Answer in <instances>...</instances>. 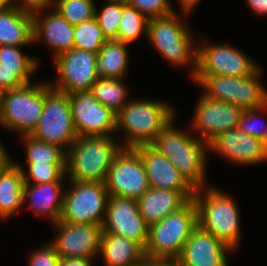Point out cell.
Returning a JSON list of instances; mask_svg holds the SVG:
<instances>
[{
    "label": "cell",
    "instance_id": "obj_13",
    "mask_svg": "<svg viewBox=\"0 0 267 266\" xmlns=\"http://www.w3.org/2000/svg\"><path fill=\"white\" fill-rule=\"evenodd\" d=\"M96 60L97 54L76 48L59 54L54 58L59 78L50 86L67 94L90 91L98 79Z\"/></svg>",
    "mask_w": 267,
    "mask_h": 266
},
{
    "label": "cell",
    "instance_id": "obj_42",
    "mask_svg": "<svg viewBox=\"0 0 267 266\" xmlns=\"http://www.w3.org/2000/svg\"><path fill=\"white\" fill-rule=\"evenodd\" d=\"M144 266H181L178 259H146Z\"/></svg>",
    "mask_w": 267,
    "mask_h": 266
},
{
    "label": "cell",
    "instance_id": "obj_28",
    "mask_svg": "<svg viewBox=\"0 0 267 266\" xmlns=\"http://www.w3.org/2000/svg\"><path fill=\"white\" fill-rule=\"evenodd\" d=\"M123 79L98 78L90 92L105 107L118 114L128 103V90Z\"/></svg>",
    "mask_w": 267,
    "mask_h": 266
},
{
    "label": "cell",
    "instance_id": "obj_2",
    "mask_svg": "<svg viewBox=\"0 0 267 266\" xmlns=\"http://www.w3.org/2000/svg\"><path fill=\"white\" fill-rule=\"evenodd\" d=\"M122 146L113 136H78L66 151V174L78 182H105Z\"/></svg>",
    "mask_w": 267,
    "mask_h": 266
},
{
    "label": "cell",
    "instance_id": "obj_32",
    "mask_svg": "<svg viewBox=\"0 0 267 266\" xmlns=\"http://www.w3.org/2000/svg\"><path fill=\"white\" fill-rule=\"evenodd\" d=\"M94 0H55L52 10H56L71 25H77L95 16Z\"/></svg>",
    "mask_w": 267,
    "mask_h": 266
},
{
    "label": "cell",
    "instance_id": "obj_3",
    "mask_svg": "<svg viewBox=\"0 0 267 266\" xmlns=\"http://www.w3.org/2000/svg\"><path fill=\"white\" fill-rule=\"evenodd\" d=\"M193 201L197 208L198 225L229 246L233 252L237 250L240 241V214L232 197L208 186L196 189Z\"/></svg>",
    "mask_w": 267,
    "mask_h": 266
},
{
    "label": "cell",
    "instance_id": "obj_33",
    "mask_svg": "<svg viewBox=\"0 0 267 266\" xmlns=\"http://www.w3.org/2000/svg\"><path fill=\"white\" fill-rule=\"evenodd\" d=\"M18 166L23 172L25 184H44L53 181H63L64 177H66V164H27L28 172L23 170L20 164ZM25 172L29 177H27Z\"/></svg>",
    "mask_w": 267,
    "mask_h": 266
},
{
    "label": "cell",
    "instance_id": "obj_6",
    "mask_svg": "<svg viewBox=\"0 0 267 266\" xmlns=\"http://www.w3.org/2000/svg\"><path fill=\"white\" fill-rule=\"evenodd\" d=\"M187 29L185 22L183 23L176 12H173L149 19L147 38L156 51L170 63L179 66L193 63L192 72L190 71L193 78L196 72L197 49H194L193 37Z\"/></svg>",
    "mask_w": 267,
    "mask_h": 266
},
{
    "label": "cell",
    "instance_id": "obj_19",
    "mask_svg": "<svg viewBox=\"0 0 267 266\" xmlns=\"http://www.w3.org/2000/svg\"><path fill=\"white\" fill-rule=\"evenodd\" d=\"M209 151H215L223 158L243 165H253L267 160L262 141L245 134L238 127L217 135L209 142Z\"/></svg>",
    "mask_w": 267,
    "mask_h": 266
},
{
    "label": "cell",
    "instance_id": "obj_12",
    "mask_svg": "<svg viewBox=\"0 0 267 266\" xmlns=\"http://www.w3.org/2000/svg\"><path fill=\"white\" fill-rule=\"evenodd\" d=\"M196 49L195 75L238 77L250 75L258 68L247 55L228 44H201Z\"/></svg>",
    "mask_w": 267,
    "mask_h": 266
},
{
    "label": "cell",
    "instance_id": "obj_4",
    "mask_svg": "<svg viewBox=\"0 0 267 266\" xmlns=\"http://www.w3.org/2000/svg\"><path fill=\"white\" fill-rule=\"evenodd\" d=\"M174 116L173 108L163 101H128L116 117V130L123 129L126 138L122 148L150 145Z\"/></svg>",
    "mask_w": 267,
    "mask_h": 266
},
{
    "label": "cell",
    "instance_id": "obj_24",
    "mask_svg": "<svg viewBox=\"0 0 267 266\" xmlns=\"http://www.w3.org/2000/svg\"><path fill=\"white\" fill-rule=\"evenodd\" d=\"M33 43L32 12L18 6L0 11V46Z\"/></svg>",
    "mask_w": 267,
    "mask_h": 266
},
{
    "label": "cell",
    "instance_id": "obj_43",
    "mask_svg": "<svg viewBox=\"0 0 267 266\" xmlns=\"http://www.w3.org/2000/svg\"><path fill=\"white\" fill-rule=\"evenodd\" d=\"M247 3L258 15H267V0H247Z\"/></svg>",
    "mask_w": 267,
    "mask_h": 266
},
{
    "label": "cell",
    "instance_id": "obj_27",
    "mask_svg": "<svg viewBox=\"0 0 267 266\" xmlns=\"http://www.w3.org/2000/svg\"><path fill=\"white\" fill-rule=\"evenodd\" d=\"M127 45L117 40H108L103 44L95 64L98 78L123 79L129 64Z\"/></svg>",
    "mask_w": 267,
    "mask_h": 266
},
{
    "label": "cell",
    "instance_id": "obj_40",
    "mask_svg": "<svg viewBox=\"0 0 267 266\" xmlns=\"http://www.w3.org/2000/svg\"><path fill=\"white\" fill-rule=\"evenodd\" d=\"M55 0H22L16 6L28 10L30 12L39 10V9H49L53 7Z\"/></svg>",
    "mask_w": 267,
    "mask_h": 266
},
{
    "label": "cell",
    "instance_id": "obj_48",
    "mask_svg": "<svg viewBox=\"0 0 267 266\" xmlns=\"http://www.w3.org/2000/svg\"><path fill=\"white\" fill-rule=\"evenodd\" d=\"M261 141H262L264 150H265V152L267 153V130L265 131V133H264V135H263Z\"/></svg>",
    "mask_w": 267,
    "mask_h": 266
},
{
    "label": "cell",
    "instance_id": "obj_38",
    "mask_svg": "<svg viewBox=\"0 0 267 266\" xmlns=\"http://www.w3.org/2000/svg\"><path fill=\"white\" fill-rule=\"evenodd\" d=\"M266 108H267V103L256 109L243 110L239 119L238 128L245 134H248L250 136H253L261 140L265 131L267 130V126L263 125L264 126L263 128L262 127L259 128L258 124L259 119L257 117L258 116L257 114L259 113V111L261 112V110L265 111Z\"/></svg>",
    "mask_w": 267,
    "mask_h": 266
},
{
    "label": "cell",
    "instance_id": "obj_10",
    "mask_svg": "<svg viewBox=\"0 0 267 266\" xmlns=\"http://www.w3.org/2000/svg\"><path fill=\"white\" fill-rule=\"evenodd\" d=\"M65 189L59 221L102 226L109 194L105 182H78Z\"/></svg>",
    "mask_w": 267,
    "mask_h": 266
},
{
    "label": "cell",
    "instance_id": "obj_34",
    "mask_svg": "<svg viewBox=\"0 0 267 266\" xmlns=\"http://www.w3.org/2000/svg\"><path fill=\"white\" fill-rule=\"evenodd\" d=\"M122 3L107 2L101 11L95 7V19L108 40H117Z\"/></svg>",
    "mask_w": 267,
    "mask_h": 266
},
{
    "label": "cell",
    "instance_id": "obj_14",
    "mask_svg": "<svg viewBox=\"0 0 267 266\" xmlns=\"http://www.w3.org/2000/svg\"><path fill=\"white\" fill-rule=\"evenodd\" d=\"M73 124L78 136H113L116 117L90 91L69 94Z\"/></svg>",
    "mask_w": 267,
    "mask_h": 266
},
{
    "label": "cell",
    "instance_id": "obj_9",
    "mask_svg": "<svg viewBox=\"0 0 267 266\" xmlns=\"http://www.w3.org/2000/svg\"><path fill=\"white\" fill-rule=\"evenodd\" d=\"M45 103V84L27 83L6 90L0 124L21 135L30 134L36 127Z\"/></svg>",
    "mask_w": 267,
    "mask_h": 266
},
{
    "label": "cell",
    "instance_id": "obj_18",
    "mask_svg": "<svg viewBox=\"0 0 267 266\" xmlns=\"http://www.w3.org/2000/svg\"><path fill=\"white\" fill-rule=\"evenodd\" d=\"M145 167L148 184L151 188L182 192L189 200L195 189L185 180L178 169L151 145L135 147Z\"/></svg>",
    "mask_w": 267,
    "mask_h": 266
},
{
    "label": "cell",
    "instance_id": "obj_47",
    "mask_svg": "<svg viewBox=\"0 0 267 266\" xmlns=\"http://www.w3.org/2000/svg\"><path fill=\"white\" fill-rule=\"evenodd\" d=\"M4 94H5V90L0 88V116H1L2 109H3Z\"/></svg>",
    "mask_w": 267,
    "mask_h": 266
},
{
    "label": "cell",
    "instance_id": "obj_26",
    "mask_svg": "<svg viewBox=\"0 0 267 266\" xmlns=\"http://www.w3.org/2000/svg\"><path fill=\"white\" fill-rule=\"evenodd\" d=\"M23 172L13 160L0 171V219L17 212L25 203Z\"/></svg>",
    "mask_w": 267,
    "mask_h": 266
},
{
    "label": "cell",
    "instance_id": "obj_29",
    "mask_svg": "<svg viewBox=\"0 0 267 266\" xmlns=\"http://www.w3.org/2000/svg\"><path fill=\"white\" fill-rule=\"evenodd\" d=\"M21 136L26 146L27 164H66V151L60 146L38 140L29 134Z\"/></svg>",
    "mask_w": 267,
    "mask_h": 266
},
{
    "label": "cell",
    "instance_id": "obj_25",
    "mask_svg": "<svg viewBox=\"0 0 267 266\" xmlns=\"http://www.w3.org/2000/svg\"><path fill=\"white\" fill-rule=\"evenodd\" d=\"M62 181H53L44 184H24L25 203L30 200V206L37 214L49 216L52 223L59 221L64 190Z\"/></svg>",
    "mask_w": 267,
    "mask_h": 266
},
{
    "label": "cell",
    "instance_id": "obj_11",
    "mask_svg": "<svg viewBox=\"0 0 267 266\" xmlns=\"http://www.w3.org/2000/svg\"><path fill=\"white\" fill-rule=\"evenodd\" d=\"M109 195L138 200L148 189V179L141 156L135 148H121L105 180Z\"/></svg>",
    "mask_w": 267,
    "mask_h": 266
},
{
    "label": "cell",
    "instance_id": "obj_49",
    "mask_svg": "<svg viewBox=\"0 0 267 266\" xmlns=\"http://www.w3.org/2000/svg\"><path fill=\"white\" fill-rule=\"evenodd\" d=\"M107 2L126 3V0H107Z\"/></svg>",
    "mask_w": 267,
    "mask_h": 266
},
{
    "label": "cell",
    "instance_id": "obj_22",
    "mask_svg": "<svg viewBox=\"0 0 267 266\" xmlns=\"http://www.w3.org/2000/svg\"><path fill=\"white\" fill-rule=\"evenodd\" d=\"M189 199L180 191L149 189L137 200L139 213L148 227L181 209Z\"/></svg>",
    "mask_w": 267,
    "mask_h": 266
},
{
    "label": "cell",
    "instance_id": "obj_5",
    "mask_svg": "<svg viewBox=\"0 0 267 266\" xmlns=\"http://www.w3.org/2000/svg\"><path fill=\"white\" fill-rule=\"evenodd\" d=\"M197 225V208L191 199L178 211L148 227L146 259H177Z\"/></svg>",
    "mask_w": 267,
    "mask_h": 266
},
{
    "label": "cell",
    "instance_id": "obj_36",
    "mask_svg": "<svg viewBox=\"0 0 267 266\" xmlns=\"http://www.w3.org/2000/svg\"><path fill=\"white\" fill-rule=\"evenodd\" d=\"M36 68H8L0 63V88L10 90L31 83L30 76Z\"/></svg>",
    "mask_w": 267,
    "mask_h": 266
},
{
    "label": "cell",
    "instance_id": "obj_21",
    "mask_svg": "<svg viewBox=\"0 0 267 266\" xmlns=\"http://www.w3.org/2000/svg\"><path fill=\"white\" fill-rule=\"evenodd\" d=\"M44 10L32 12L33 42L43 39L51 47L54 59L59 54L74 48V25H71L56 10L46 14L45 17L40 16L39 13Z\"/></svg>",
    "mask_w": 267,
    "mask_h": 266
},
{
    "label": "cell",
    "instance_id": "obj_31",
    "mask_svg": "<svg viewBox=\"0 0 267 266\" xmlns=\"http://www.w3.org/2000/svg\"><path fill=\"white\" fill-rule=\"evenodd\" d=\"M73 35L74 48L95 54H98L103 44L108 41L95 17L75 25Z\"/></svg>",
    "mask_w": 267,
    "mask_h": 266
},
{
    "label": "cell",
    "instance_id": "obj_46",
    "mask_svg": "<svg viewBox=\"0 0 267 266\" xmlns=\"http://www.w3.org/2000/svg\"><path fill=\"white\" fill-rule=\"evenodd\" d=\"M16 5L14 0H0V11L9 9Z\"/></svg>",
    "mask_w": 267,
    "mask_h": 266
},
{
    "label": "cell",
    "instance_id": "obj_16",
    "mask_svg": "<svg viewBox=\"0 0 267 266\" xmlns=\"http://www.w3.org/2000/svg\"><path fill=\"white\" fill-rule=\"evenodd\" d=\"M58 235L50 242L60 258H94L99 255L102 227L94 224H54Z\"/></svg>",
    "mask_w": 267,
    "mask_h": 266
},
{
    "label": "cell",
    "instance_id": "obj_44",
    "mask_svg": "<svg viewBox=\"0 0 267 266\" xmlns=\"http://www.w3.org/2000/svg\"><path fill=\"white\" fill-rule=\"evenodd\" d=\"M181 3L182 11L186 14L192 11L193 6H196L200 0H179Z\"/></svg>",
    "mask_w": 267,
    "mask_h": 266
},
{
    "label": "cell",
    "instance_id": "obj_30",
    "mask_svg": "<svg viewBox=\"0 0 267 266\" xmlns=\"http://www.w3.org/2000/svg\"><path fill=\"white\" fill-rule=\"evenodd\" d=\"M149 19L136 8L122 3L117 41L125 44L134 42L142 32L147 37Z\"/></svg>",
    "mask_w": 267,
    "mask_h": 266
},
{
    "label": "cell",
    "instance_id": "obj_17",
    "mask_svg": "<svg viewBox=\"0 0 267 266\" xmlns=\"http://www.w3.org/2000/svg\"><path fill=\"white\" fill-rule=\"evenodd\" d=\"M243 109L219 100L208 98L204 94L195 108L192 127L200 133V138L208 143L217 135L238 127Z\"/></svg>",
    "mask_w": 267,
    "mask_h": 266
},
{
    "label": "cell",
    "instance_id": "obj_39",
    "mask_svg": "<svg viewBox=\"0 0 267 266\" xmlns=\"http://www.w3.org/2000/svg\"><path fill=\"white\" fill-rule=\"evenodd\" d=\"M60 257L54 246L49 243L47 246L41 247L40 250L34 251L29 260V266H59Z\"/></svg>",
    "mask_w": 267,
    "mask_h": 266
},
{
    "label": "cell",
    "instance_id": "obj_20",
    "mask_svg": "<svg viewBox=\"0 0 267 266\" xmlns=\"http://www.w3.org/2000/svg\"><path fill=\"white\" fill-rule=\"evenodd\" d=\"M233 250L197 225L177 258L181 266H228L227 252Z\"/></svg>",
    "mask_w": 267,
    "mask_h": 266
},
{
    "label": "cell",
    "instance_id": "obj_1",
    "mask_svg": "<svg viewBox=\"0 0 267 266\" xmlns=\"http://www.w3.org/2000/svg\"><path fill=\"white\" fill-rule=\"evenodd\" d=\"M174 118L175 116L163 127L150 145L166 156L195 190L207 187L205 174L209 143L175 129Z\"/></svg>",
    "mask_w": 267,
    "mask_h": 266
},
{
    "label": "cell",
    "instance_id": "obj_41",
    "mask_svg": "<svg viewBox=\"0 0 267 266\" xmlns=\"http://www.w3.org/2000/svg\"><path fill=\"white\" fill-rule=\"evenodd\" d=\"M92 258H61L59 266H92Z\"/></svg>",
    "mask_w": 267,
    "mask_h": 266
},
{
    "label": "cell",
    "instance_id": "obj_7",
    "mask_svg": "<svg viewBox=\"0 0 267 266\" xmlns=\"http://www.w3.org/2000/svg\"><path fill=\"white\" fill-rule=\"evenodd\" d=\"M259 67L250 75L231 77L194 75L193 80L203 87L208 98L234 104L243 110L256 109L267 103V90L259 81Z\"/></svg>",
    "mask_w": 267,
    "mask_h": 266
},
{
    "label": "cell",
    "instance_id": "obj_35",
    "mask_svg": "<svg viewBox=\"0 0 267 266\" xmlns=\"http://www.w3.org/2000/svg\"><path fill=\"white\" fill-rule=\"evenodd\" d=\"M20 47L22 46H0V63L8 68H38L37 60L24 55Z\"/></svg>",
    "mask_w": 267,
    "mask_h": 266
},
{
    "label": "cell",
    "instance_id": "obj_8",
    "mask_svg": "<svg viewBox=\"0 0 267 266\" xmlns=\"http://www.w3.org/2000/svg\"><path fill=\"white\" fill-rule=\"evenodd\" d=\"M29 135L68 150L78 137L73 124L69 94L55 90L50 83H45L42 114Z\"/></svg>",
    "mask_w": 267,
    "mask_h": 266
},
{
    "label": "cell",
    "instance_id": "obj_45",
    "mask_svg": "<svg viewBox=\"0 0 267 266\" xmlns=\"http://www.w3.org/2000/svg\"><path fill=\"white\" fill-rule=\"evenodd\" d=\"M4 148L0 142V171L12 160Z\"/></svg>",
    "mask_w": 267,
    "mask_h": 266
},
{
    "label": "cell",
    "instance_id": "obj_37",
    "mask_svg": "<svg viewBox=\"0 0 267 266\" xmlns=\"http://www.w3.org/2000/svg\"><path fill=\"white\" fill-rule=\"evenodd\" d=\"M126 4L136 8L148 19L169 15L175 12L169 0H126Z\"/></svg>",
    "mask_w": 267,
    "mask_h": 266
},
{
    "label": "cell",
    "instance_id": "obj_23",
    "mask_svg": "<svg viewBox=\"0 0 267 266\" xmlns=\"http://www.w3.org/2000/svg\"><path fill=\"white\" fill-rule=\"evenodd\" d=\"M99 254L106 266H144L146 261L144 248L139 243L105 232L101 234Z\"/></svg>",
    "mask_w": 267,
    "mask_h": 266
},
{
    "label": "cell",
    "instance_id": "obj_15",
    "mask_svg": "<svg viewBox=\"0 0 267 266\" xmlns=\"http://www.w3.org/2000/svg\"><path fill=\"white\" fill-rule=\"evenodd\" d=\"M102 232L124 236L145 248L148 226L139 213L137 200L109 195Z\"/></svg>",
    "mask_w": 267,
    "mask_h": 266
}]
</instances>
